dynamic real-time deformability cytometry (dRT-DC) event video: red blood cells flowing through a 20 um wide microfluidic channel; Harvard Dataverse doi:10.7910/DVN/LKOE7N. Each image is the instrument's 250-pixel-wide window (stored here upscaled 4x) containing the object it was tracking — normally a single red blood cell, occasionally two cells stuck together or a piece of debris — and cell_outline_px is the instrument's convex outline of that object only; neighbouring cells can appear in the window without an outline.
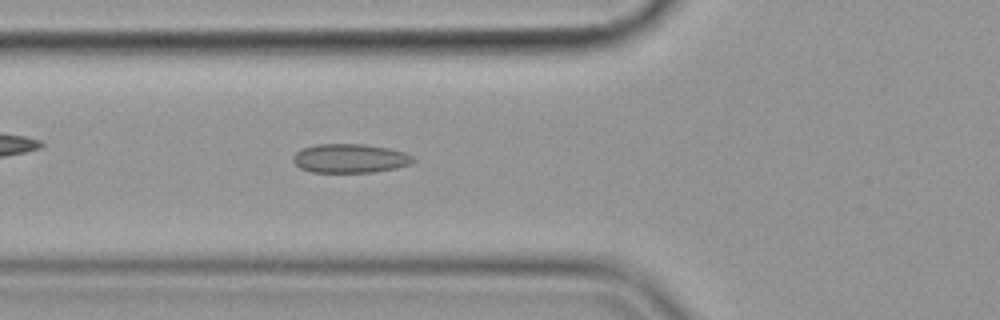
{"species": "common noctule bat (a hibernating species)", "species_latin": "Nyctalus noctula", "temperature_condition": "cold", "stored_images_in_passage": 55, "camera_frame_rate_fps": 3000, "um_per_image_px": 0.085, "animal": {"sex": "female", "body_mass_g": 19.9}, "frame": {"image": 1, "passage_image": 20, "time_ms": 6.333, "image_size_px": [1000, 320], "cell_outline_px": [[416, 160], [412, 164], [396, 168], [376, 172], [312, 172], [300, 168], [292, 160], [292, 156], [296, 152], [304, 148], [316, 144], [364, 144], [388, 148], [404, 152], [412, 156]], "centroid_in_image_um": [29.77, 13.46], "position_along_channel_um": 96.0, "area_um2": 20.35}}
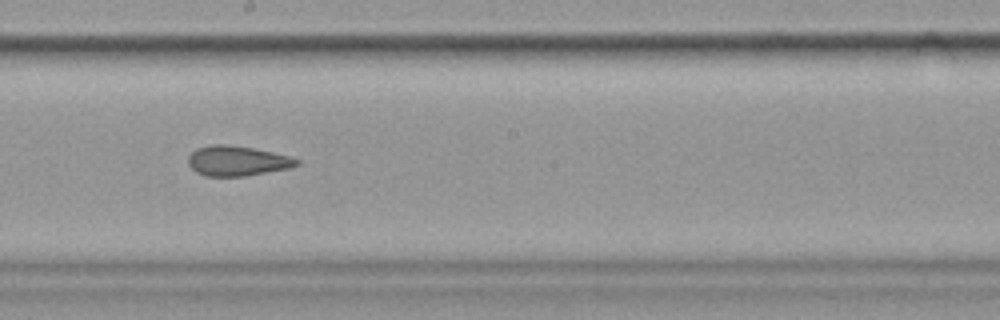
{"frame": {"image": 2, "passage_image": 31, "time_ms": 10.0, "image_size_px": [1000, 320], "cell_outline_px": [[300, 164], [288, 168], [244, 176], [204, 176], [196, 172], [188, 164], [188, 156], [196, 148], [212, 144], [224, 144], [252, 148], [272, 152], [288, 156], [300, 160]], "centroid_in_image_um": [20.12, 13.67], "position_along_channel_um": 228.1, "area_um2": 18.84}}
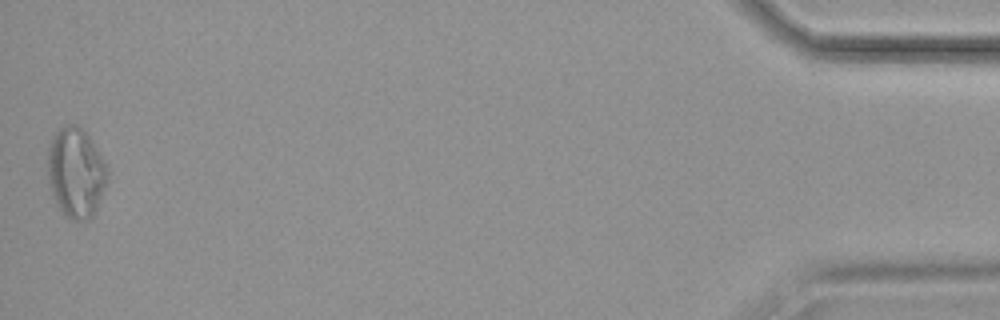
{"frame": {"image": 3, "passage_image": 55, "time_ms": 18.0, "image_size_px": [1000, 320], "cell_outline_px": [[108, 180], [96, 208], [92, 216], [88, 220], [72, 220], [64, 216], [56, 204], [52, 196], [48, 176], [48, 144], [52, 136], [64, 124], [76, 124], [88, 136], [104, 160], [108, 168]], "centroid_in_image_um": [6.44, 14.68], "position_along_channel_um": 428.8, "area_um2": 31.39}, "authors_computed_cell_mechanics": {"area_um2": 20.9814, "velocity_mm_per_s": 3.5969, "shape_relaxation_time_tau1_ms": null, "shape_relaxation_time_tau2_ms": 2.8211, "deformation_change_tau1": null, "deformation_change_tau2": 0.0886}}